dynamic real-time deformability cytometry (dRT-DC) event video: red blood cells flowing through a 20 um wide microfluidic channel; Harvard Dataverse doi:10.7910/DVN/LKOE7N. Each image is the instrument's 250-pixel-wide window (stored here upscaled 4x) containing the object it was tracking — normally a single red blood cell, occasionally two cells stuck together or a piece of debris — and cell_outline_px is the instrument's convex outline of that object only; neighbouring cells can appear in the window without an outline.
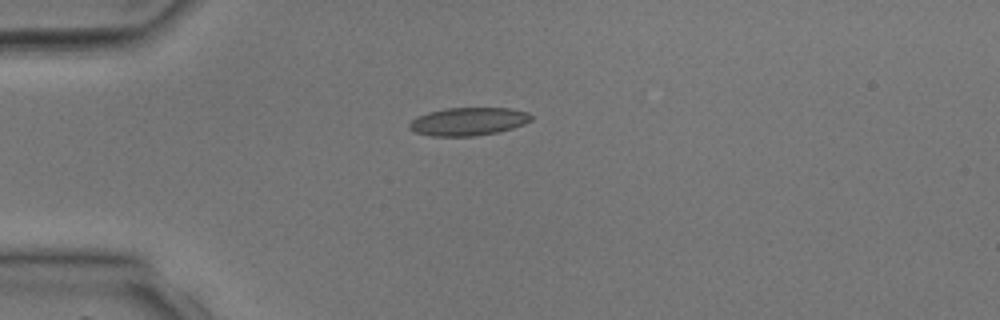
{"species": "common noctule bat (a hibernating species)", "species_latin": "Nyctalus noctula", "temperature_condition": "room temperature", "stored_images_in_passage": 1, "camera_frame_rate_fps": 3000, "um_per_image_px": 0.085, "animal": {"sex": "male", "body_mass_g": 17.9, "forearm_length_mm": 54.2}, "frame": {"image": 1, "passage_image": 1, "time_ms": 0.0, "image_size_px": [1000, 320], "cell_outline_px": [[532, 120], [524, 124], [500, 132], [476, 136], [432, 136], [416, 132], [408, 128], [408, 124], [416, 116], [428, 112], [448, 108], [508, 108], [528, 112], [532, 116]], "centroid_in_image_um": [39.81, 10.33], "position_along_channel_um": 45.2, "area_um2": 20.0}}